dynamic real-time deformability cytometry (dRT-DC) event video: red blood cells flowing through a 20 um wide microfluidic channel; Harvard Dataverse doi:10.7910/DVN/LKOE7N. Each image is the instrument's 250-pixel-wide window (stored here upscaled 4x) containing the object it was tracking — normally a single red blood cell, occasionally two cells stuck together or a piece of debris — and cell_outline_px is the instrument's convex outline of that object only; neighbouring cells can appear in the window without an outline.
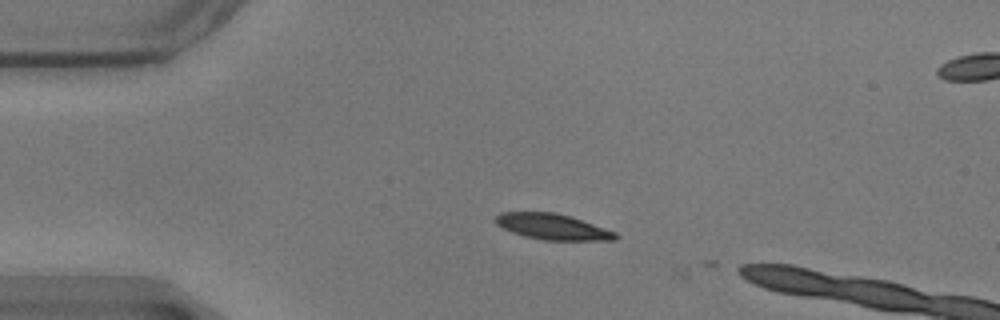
{"species": "common noctule bat (a hibernating species)", "species_latin": "Nyctalus noctula", "temperature_condition": "warm", "stored_images_in_passage": 3, "camera_frame_rate_fps": 3000, "um_per_image_px": 0.085, "animal": {"sex": "male", "body_mass_g": 17.9}, "frame": {"image": 1, "passage_image": 1, "time_ms": 0.0, "image_size_px": [1000, 320], "cell_outline_px": [[620, 236], [616, 240], [544, 240], [524, 236], [512, 232], [496, 224], [496, 216], [500, 212], [556, 212], [616, 232]], "centroid_in_image_um": [46.96, 19.27], "position_along_channel_um": 38.0, "area_um2": 17.8}}